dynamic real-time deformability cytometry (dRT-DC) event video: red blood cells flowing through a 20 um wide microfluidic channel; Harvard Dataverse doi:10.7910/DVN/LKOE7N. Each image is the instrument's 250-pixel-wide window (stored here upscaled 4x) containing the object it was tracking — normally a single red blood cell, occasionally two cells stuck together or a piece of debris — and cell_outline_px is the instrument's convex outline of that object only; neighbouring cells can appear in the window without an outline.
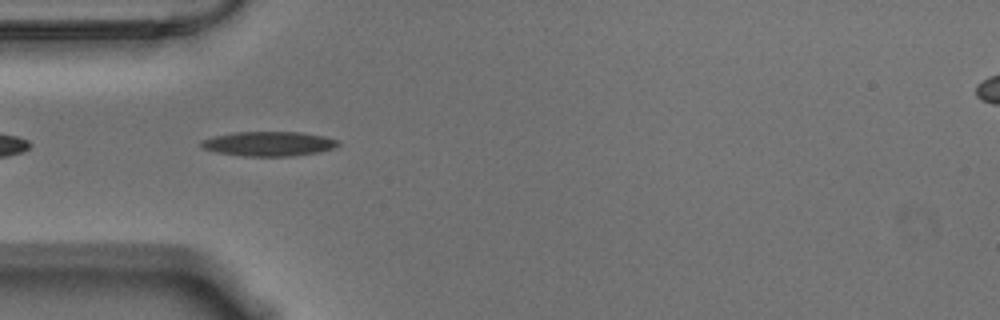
{"species": "Egyptian fruit bat (a non-hibernating species)", "species_latin": "Rousettus aegyptiacus", "temperature_condition": "warm", "stored_images_in_passage": 16, "camera_frame_rate_fps": 3000, "um_per_image_px": 0.085, "animal": {"sex": "male"}, "frame": {"image": 1, "passage_image": 3, "time_ms": 0.667, "image_size_px": [1000, 320], "cell_outline_px": [[340, 144], [332, 148], [320, 152], [292, 156], [244, 156], [216, 152], [204, 148], [200, 144], [200, 140], [212, 136], [236, 132], [300, 132], [324, 136], [340, 140]], "centroid_in_image_um": [22.85, 12.22], "position_along_channel_um": 62.2, "area_um2": 19.65}}
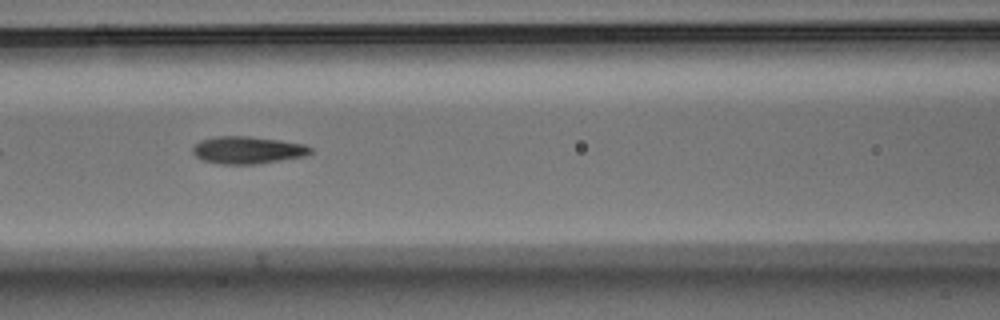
{"frame": {"image": 2, "passage_image": 10, "time_ms": 3.0, "image_size_px": [1000, 320], "cell_outline_px": [[312, 152], [308, 156], [256, 164], [220, 164], [204, 160], [196, 156], [192, 152], [192, 148], [200, 140], [216, 136], [248, 136], [280, 140], [304, 144], [312, 148]], "centroid_in_image_um": [21.07, 12.75], "position_along_channel_um": 145.5, "area_um2": 18.84}}
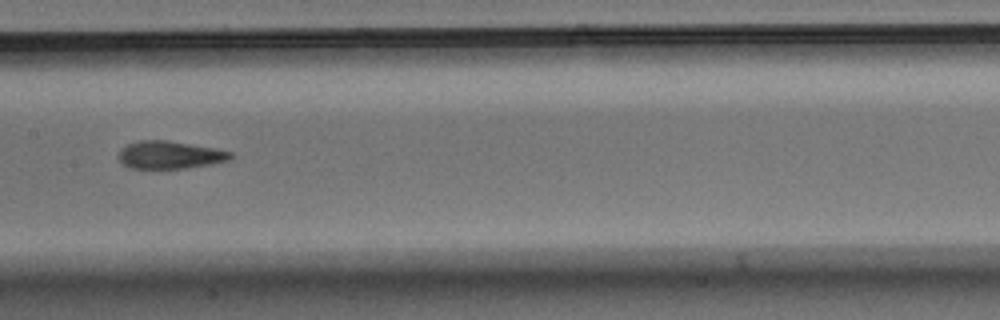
{"frame": {"image": 3, "passage_image": 14, "time_ms": 4.333, "image_size_px": [1000, 320], "cell_outline_px": [[236, 156], [228, 160], [208, 164], [184, 168], [128, 168], [120, 160], [120, 152], [128, 144], [140, 140], [168, 140], [216, 148], [232, 152]], "centroid_in_image_um": [14.48, 13.16], "position_along_channel_um": 192.9, "area_um2": 17.86}}